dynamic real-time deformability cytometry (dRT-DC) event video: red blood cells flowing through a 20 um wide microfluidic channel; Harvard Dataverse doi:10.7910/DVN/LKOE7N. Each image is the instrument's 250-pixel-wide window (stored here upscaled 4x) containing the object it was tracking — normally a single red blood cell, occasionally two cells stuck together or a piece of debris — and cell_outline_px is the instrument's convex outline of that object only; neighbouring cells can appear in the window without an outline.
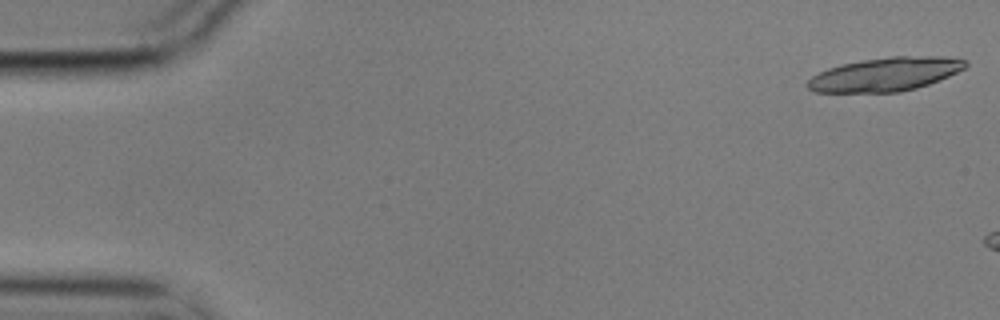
{"species": "common noctule bat (a hibernating species)", "species_latin": "Nyctalus noctula", "temperature_condition": "cold", "stored_images_in_passage": 2, "camera_frame_rate_fps": 3000, "um_per_image_px": 0.085, "animal": {"sex": "male", "body_mass_g": 17.9}, "frame": {"image": 1, "passage_image": 2, "time_ms": 0.333, "image_size_px": [1000, 320], "cell_outline_px": [[968, 64], [964, 68], [940, 80], [916, 88], [900, 92], [812, 92], [804, 84], [812, 76], [828, 68], [840, 64], [864, 60], [892, 56], [944, 56], [968, 60]], "centroid_in_image_um": [75.24, 6.31], "position_along_channel_um": 9.8, "area_um2": 31.04}}